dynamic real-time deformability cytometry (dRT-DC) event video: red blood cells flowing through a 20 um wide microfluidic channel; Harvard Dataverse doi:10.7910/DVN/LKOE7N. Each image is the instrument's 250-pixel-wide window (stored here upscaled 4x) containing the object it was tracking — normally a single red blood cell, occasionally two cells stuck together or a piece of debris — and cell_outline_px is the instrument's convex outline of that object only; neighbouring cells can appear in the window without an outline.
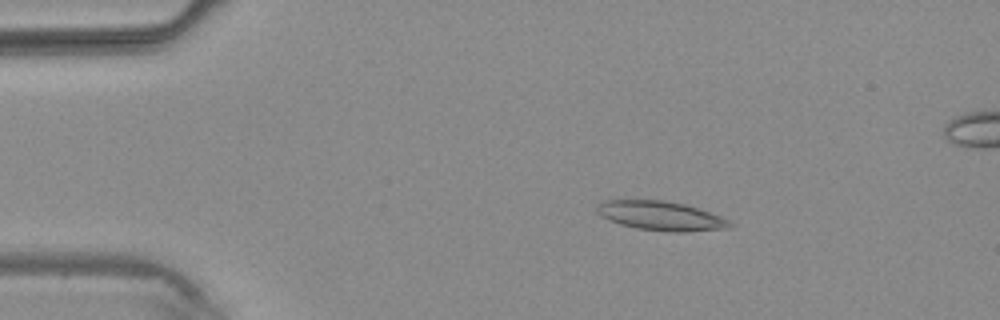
{"species": "common noctule bat (a hibernating species)", "species_latin": "Nyctalus noctula", "temperature_condition": "warm", "stored_images_in_passage": 4, "camera_frame_rate_fps": 3000, "um_per_image_px": 0.085, "animal": {"sex": "male", "body_mass_g": 20.4}, "frame": {"image": 1, "passage_image": 2, "time_ms": 1.0, "image_size_px": [1000, 320], "cell_outline_px": [[732, 224], [728, 228], [684, 232], [672, 232], [636, 228], [620, 224], [596, 212], [596, 204], [604, 200], [664, 200], [684, 204], [720, 216], [728, 220]], "centroid_in_image_um": [56.14, 18.34], "position_along_channel_um": 28.9, "area_um2": 22.31}}